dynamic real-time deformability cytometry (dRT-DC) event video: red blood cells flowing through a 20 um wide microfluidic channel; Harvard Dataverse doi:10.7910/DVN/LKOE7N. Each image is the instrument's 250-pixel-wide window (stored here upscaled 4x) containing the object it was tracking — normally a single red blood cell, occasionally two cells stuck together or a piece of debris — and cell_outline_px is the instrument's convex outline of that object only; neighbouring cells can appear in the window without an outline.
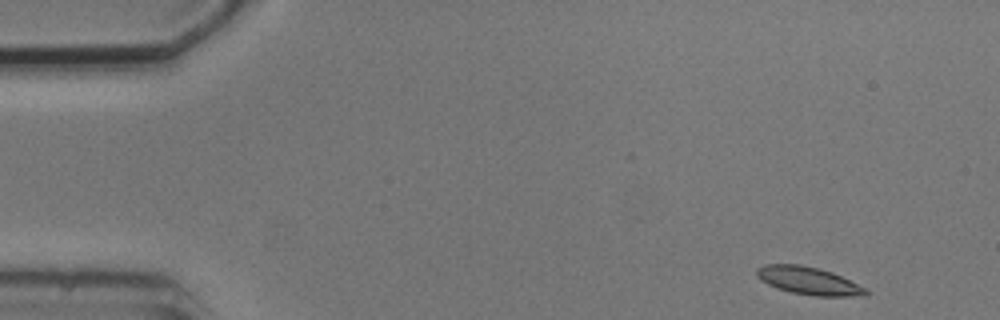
{"species": "common noctule bat (a hibernating species)", "species_latin": "Nyctalus noctula", "temperature_condition": "cold", "stored_images_in_passage": 4, "camera_frame_rate_fps": 3000, "um_per_image_px": 0.085, "animal": {"sex": "male", "body_mass_g": 20.5, "forearm_length_mm": 52.5}, "frame": {"image": 1, "passage_image": 1, "time_ms": 0.0, "image_size_px": [1000, 320], "cell_outline_px": [[872, 292], [868, 296], [816, 296], [792, 292], [776, 288], [760, 280], [756, 276], [756, 268], [764, 264], [800, 264], [832, 272], [868, 288]], "centroid_in_image_um": [68.77, 23.87], "position_along_channel_um": 16.2, "area_um2": 17.86}}
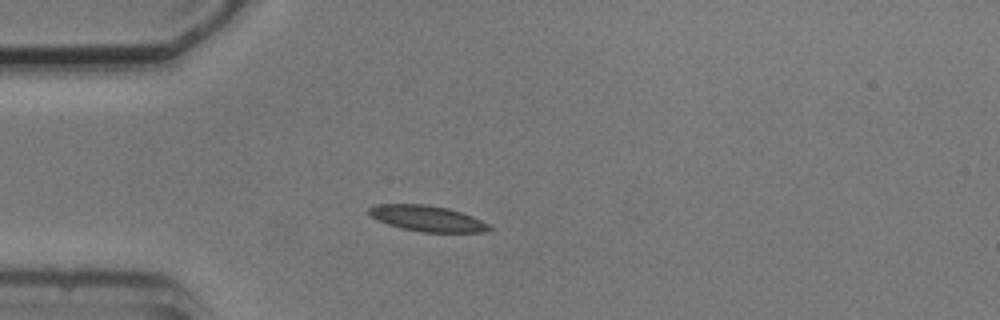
{"frame": {"image": 2, "passage_image": 3, "time_ms": 3.333, "image_size_px": [1000, 320], "cell_outline_px": [[496, 228], [484, 232], [424, 232], [400, 228], [388, 224], [372, 216], [368, 212], [368, 208], [376, 204], [424, 204], [448, 208], [472, 216]], "centroid_in_image_um": [36.34, 18.57], "position_along_channel_um": 48.7, "area_um2": 17.98}}